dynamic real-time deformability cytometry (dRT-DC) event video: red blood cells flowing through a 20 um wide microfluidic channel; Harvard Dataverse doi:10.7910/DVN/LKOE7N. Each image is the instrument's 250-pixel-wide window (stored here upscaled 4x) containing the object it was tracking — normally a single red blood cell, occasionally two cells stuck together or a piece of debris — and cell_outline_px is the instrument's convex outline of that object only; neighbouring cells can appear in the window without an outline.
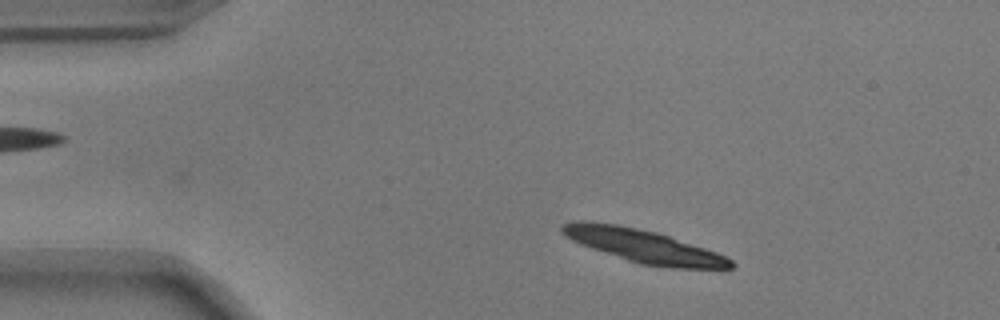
{"species": "common noctule bat (a hibernating species)", "species_latin": "Nyctalus noctula", "temperature_condition": "warm", "stored_images_in_passage": 45, "camera_frame_rate_fps": 3000, "um_per_image_px": 0.085, "animal": {"sex": "male", "body_mass_g": 17.9}, "frame": {"image": 1, "passage_image": 5, "time_ms": 1.333, "image_size_px": [1000, 320], "cell_outline_px": [[736, 264], [732, 268], [668, 268], [640, 264], [580, 244], [564, 236], [560, 232], [560, 228], [564, 224], [580, 220], [584, 220], [616, 224], [656, 232], [716, 252], [732, 260]], "centroid_in_image_um": [54.67, 20.91], "position_along_channel_um": 30.3, "area_um2": 32.19}}
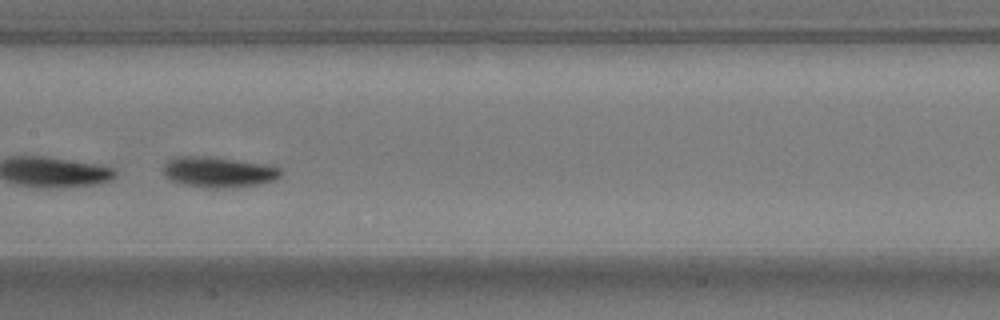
{"frame": {"image": 2, "passage_image": 23, "time_ms": 7.333, "image_size_px": [1000, 320], "cell_outline_px": [[284, 172], [276, 180], [264, 184], [220, 188], [204, 188], [180, 184], [164, 176], [164, 164], [168, 160], [180, 156], [200, 156], [264, 164], [280, 168]], "centroid_in_image_um": [18.58, 14.65], "position_along_channel_um": 188.8, "area_um2": 20.87}}
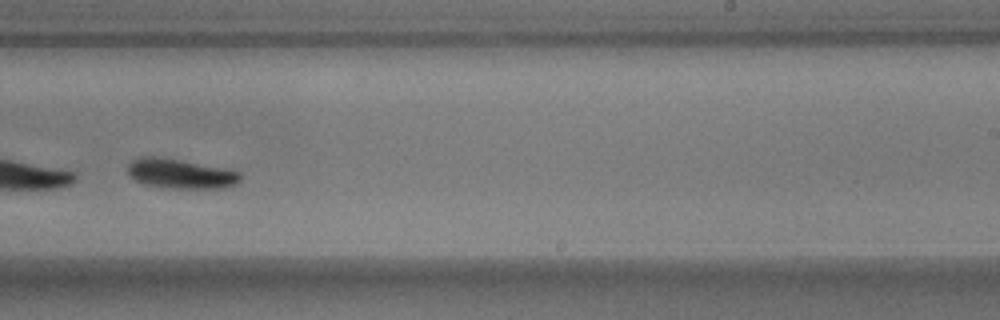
{"frame": {"image": 3, "passage_image": 30, "time_ms": 9.667, "image_size_px": [1000, 320], "cell_outline_px": [[244, 176], [236, 184], [224, 188], [168, 188], [144, 184], [136, 180], [128, 172], [128, 164], [136, 156], [156, 156], [228, 168], [240, 172]], "centroid_in_image_um": [15.38, 14.75], "position_along_channel_um": 273.6, "area_um2": 19.71}, "authors_computed_cell_mechanics": {"area_um2": 19.941, "velocity_mm_per_s": 3.6507, "shape_relaxation_time_tau1_ms": 3.2268, "shape_relaxation_time_tau2_ms": null, "deformation_change_tau1": 0.159, "deformation_change_tau2": null}}